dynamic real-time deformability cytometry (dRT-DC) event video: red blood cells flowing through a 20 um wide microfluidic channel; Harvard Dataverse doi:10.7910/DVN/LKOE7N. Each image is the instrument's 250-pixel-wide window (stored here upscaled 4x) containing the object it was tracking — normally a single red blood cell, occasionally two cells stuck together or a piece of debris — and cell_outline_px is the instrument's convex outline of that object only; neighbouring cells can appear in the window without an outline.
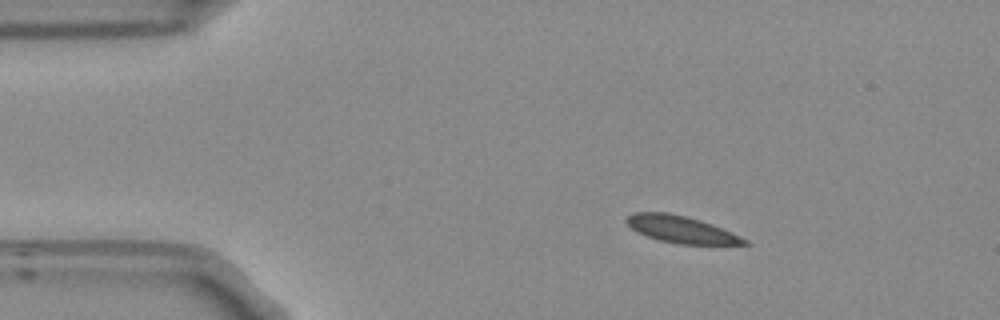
{"species": "Egyptian fruit bat (a non-hibernating species)", "species_latin": "Rousettus aegyptiacus", "temperature_condition": "room temperature", "stored_images_in_passage": 46, "camera_frame_rate_fps": 3000, "um_per_image_px": 0.085, "frame": {"image": 1, "passage_image": 1, "time_ms": 0.0, "image_size_px": [1000, 320], "cell_outline_px": [[752, 244], [676, 244], [660, 240], [648, 236], [632, 228], [624, 220], [628, 216], [636, 212], [668, 212], [700, 220], [712, 224], [732, 232], [748, 240]], "centroid_in_image_um": [57.93, 19.5], "position_along_channel_um": 27.1, "area_um2": 18.26}}
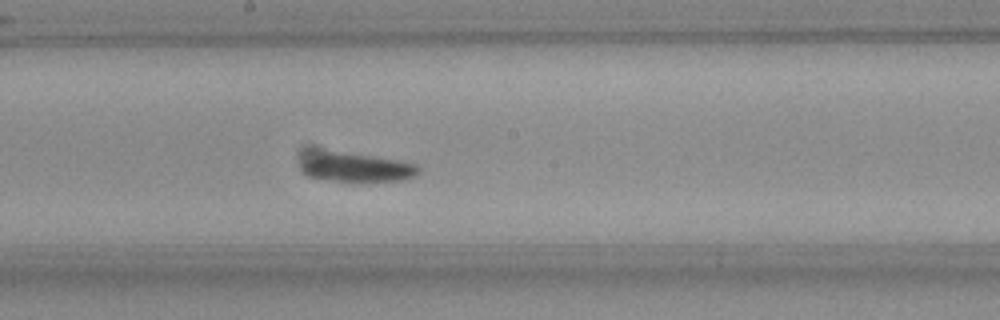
{"frame": {"image": 2, "passage_image": 21, "time_ms": 6.667, "image_size_px": [1000, 320], "cell_outline_px": [[420, 172], [416, 176], [404, 180], [324, 180], [308, 176], [304, 172], [304, 160], [312, 152], [340, 152], [396, 160], [416, 164], [420, 168]], "centroid_in_image_um": [30.34, 14.23], "position_along_channel_um": 217.9, "area_um2": 19.02}}
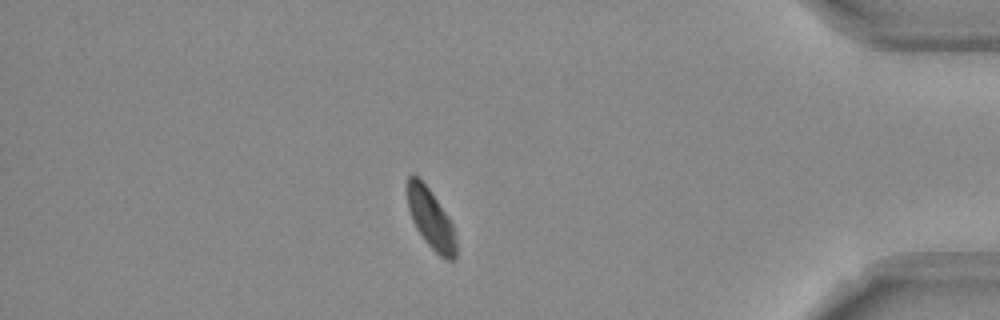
{"frame": {"image": 3, "passage_image": 39, "time_ms": 12.667, "image_size_px": [1000, 320], "cell_outline_px": [[456, 256], [452, 260], [448, 260], [440, 256], [424, 240], [416, 228], [412, 220], [408, 208], [404, 188], [408, 176], [412, 172], [428, 188], [448, 216], [456, 232]], "centroid_in_image_um": [36.58, 18.56], "position_along_channel_um": 398.6, "area_um2": 17.22}}